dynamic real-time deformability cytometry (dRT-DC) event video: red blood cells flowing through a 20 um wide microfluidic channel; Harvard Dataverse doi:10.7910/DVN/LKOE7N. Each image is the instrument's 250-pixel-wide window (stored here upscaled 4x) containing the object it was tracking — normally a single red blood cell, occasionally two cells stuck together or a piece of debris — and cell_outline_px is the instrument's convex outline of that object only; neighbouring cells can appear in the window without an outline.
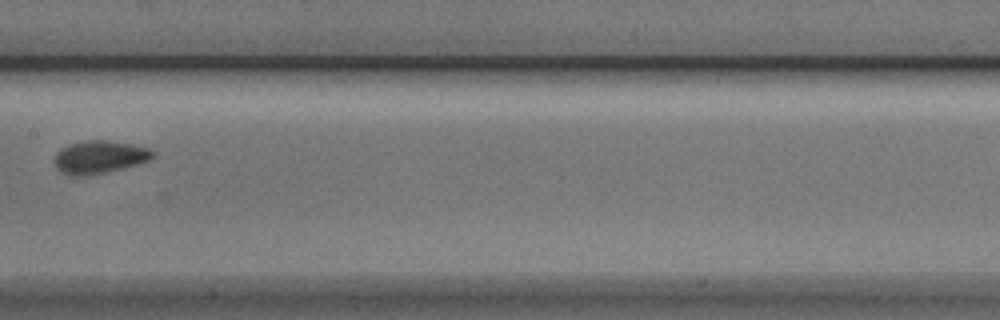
{"species": "Egyptian fruit bat (a non-hibernating species)", "species_latin": "Rousettus aegyptiacus", "temperature_condition": "cold", "stored_images_in_passage": 10, "segment_of_instrument_passage": [1, 2], "camera_frame_rate_fps": 3000, "um_per_image_px": 0.085, "animal": {"sex": "male"}, "frame": {"image": 1, "passage_image": 9, "time_ms": 2.667, "image_size_px": [1000, 320], "cell_outline_px": [[156, 156], [152, 160], [88, 176], [68, 176], [60, 172], [56, 168], [52, 160], [56, 152], [60, 148], [68, 144], [84, 140], [108, 140], [132, 144], [148, 148], [156, 152]], "centroid_in_image_um": [8.41, 13.35], "position_along_channel_um": 199.0, "area_um2": 19.25}}